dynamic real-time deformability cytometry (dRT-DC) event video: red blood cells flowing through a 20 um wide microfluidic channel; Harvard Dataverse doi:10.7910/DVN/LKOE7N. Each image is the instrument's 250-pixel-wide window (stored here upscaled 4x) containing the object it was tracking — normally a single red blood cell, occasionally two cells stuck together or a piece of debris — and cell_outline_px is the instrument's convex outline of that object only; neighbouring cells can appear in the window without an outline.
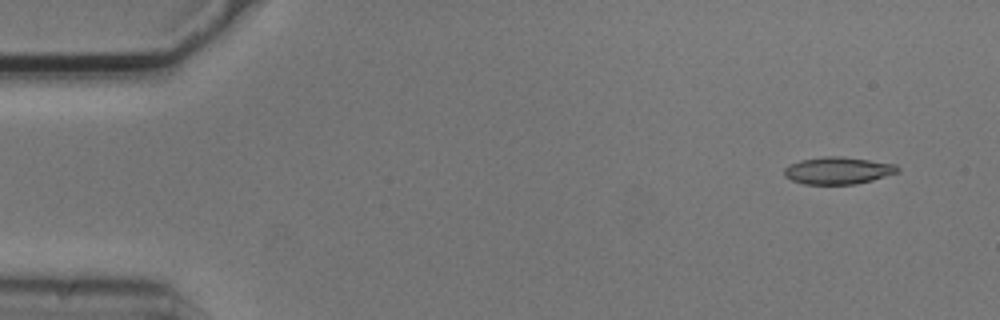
{"species": "common noctule bat (a hibernating species)", "species_latin": "Nyctalus noctula", "temperature_condition": "cold", "stored_images_in_passage": 8, "camera_frame_rate_fps": 3000, "um_per_image_px": 0.085, "animal": {"sex": "male", "body_mass_g": 20.5, "forearm_length_mm": 52.5}, "frame": {"image": 1, "passage_image": 1, "time_ms": 0.0, "image_size_px": [1000, 320], "cell_outline_px": [[900, 172], [872, 180], [856, 184], [804, 184], [792, 180], [784, 176], [784, 168], [788, 164], [800, 160], [824, 156], [844, 156], [896, 164], [900, 168]], "centroid_in_image_um": [71.23, 14.49], "position_along_channel_um": 13.8, "area_um2": 18.15}}
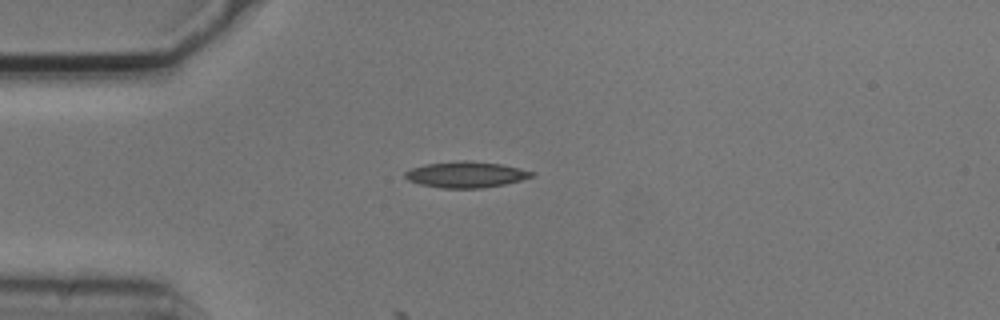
{"frame": {"image": 2, "passage_image": 4, "time_ms": 1.0, "image_size_px": [1000, 320], "cell_outline_px": [[536, 176], [504, 184], [480, 188], [440, 188], [420, 184], [408, 180], [404, 176], [404, 172], [412, 168], [424, 164], [460, 160], [468, 160], [500, 164], [536, 172]], "centroid_in_image_um": [39.6, 14.83], "position_along_channel_um": 45.4, "area_um2": 19.25}}